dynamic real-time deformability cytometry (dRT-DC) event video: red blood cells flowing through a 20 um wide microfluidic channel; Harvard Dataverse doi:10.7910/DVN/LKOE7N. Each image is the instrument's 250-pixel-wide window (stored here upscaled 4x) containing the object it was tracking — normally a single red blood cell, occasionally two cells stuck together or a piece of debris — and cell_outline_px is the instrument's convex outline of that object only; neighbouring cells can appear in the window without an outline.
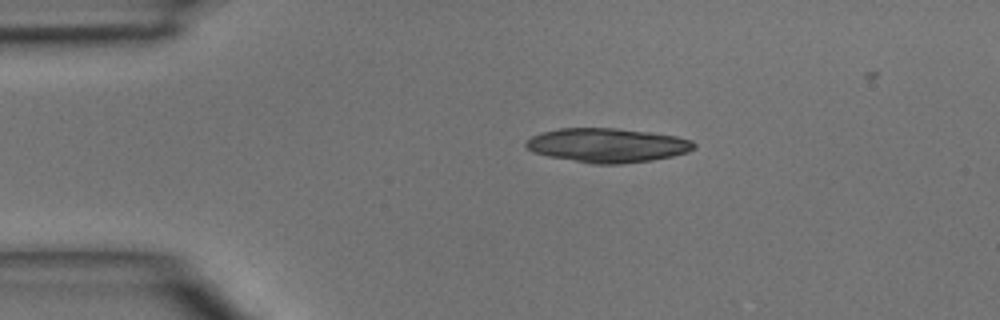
{"species": "common noctule bat (a hibernating species)", "species_latin": "Nyctalus noctula", "temperature_condition": "room temperature", "stored_images_in_passage": 2, "camera_frame_rate_fps": 3000, "um_per_image_px": 0.085, "animal": {"sex": "male", "body_mass_g": 15.6}, "frame": {"image": 1, "passage_image": 1, "time_ms": 0.0, "image_size_px": [1000, 320], "cell_outline_px": [[696, 148], [688, 152], [672, 156], [652, 160], [624, 164], [592, 164], [548, 156], [532, 152], [524, 144], [524, 140], [532, 136], [544, 132], [560, 128], [616, 128], [652, 132], [676, 136], [692, 140], [696, 144]], "centroid_in_image_um": [51.64, 12.35], "position_along_channel_um": 33.4, "area_um2": 33.7}}